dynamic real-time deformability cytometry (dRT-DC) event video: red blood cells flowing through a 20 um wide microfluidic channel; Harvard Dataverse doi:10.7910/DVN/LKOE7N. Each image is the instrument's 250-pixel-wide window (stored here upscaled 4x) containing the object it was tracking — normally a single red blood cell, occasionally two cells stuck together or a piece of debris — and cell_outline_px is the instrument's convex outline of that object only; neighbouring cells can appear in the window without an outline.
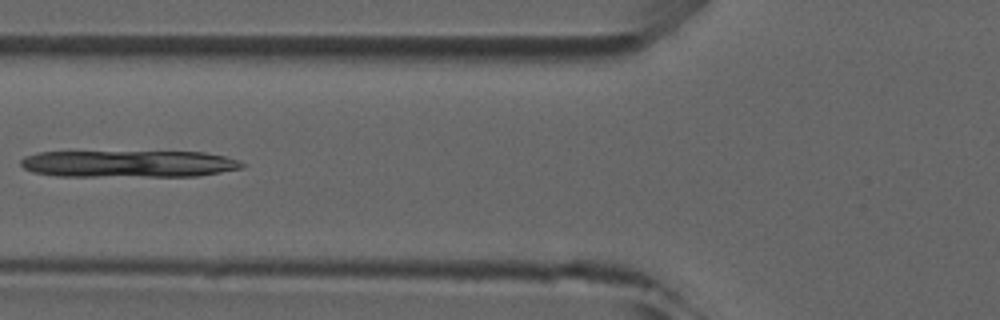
{"species": "common noctule bat (a hibernating species)", "species_latin": "Nyctalus noctula", "temperature_condition": "room temperature", "stored_images_in_passage": 2, "camera_frame_rate_fps": 3000, "um_per_image_px": 0.085, "animal": {"sex": "male", "forearm_length_mm": 52.5}, "frame": {"image": 1, "passage_image": 2, "time_ms": 1.0, "image_size_px": [1000, 320], "cell_outline_px": [[244, 168], [196, 176], [56, 176], [32, 172], [24, 168], [20, 164], [20, 160], [24, 156], [36, 152], [204, 152], [224, 156], [240, 160], [244, 164]], "centroid_in_image_um": [10.92, 13.92], "position_along_channel_um": 114.9, "area_um2": 34.85}}